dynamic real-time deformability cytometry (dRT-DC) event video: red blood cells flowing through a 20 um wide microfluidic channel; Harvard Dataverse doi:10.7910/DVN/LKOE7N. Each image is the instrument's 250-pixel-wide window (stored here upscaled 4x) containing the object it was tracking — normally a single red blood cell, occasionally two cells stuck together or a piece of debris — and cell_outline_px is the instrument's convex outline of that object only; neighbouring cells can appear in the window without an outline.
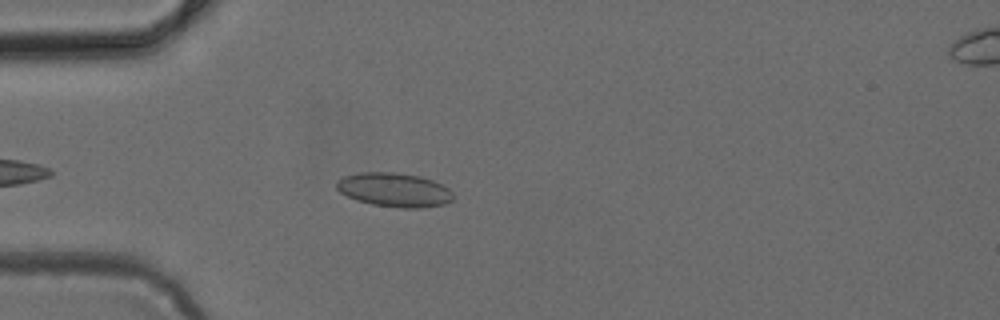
{"species": "common noctule bat (a hibernating species)", "species_latin": "Nyctalus noctula", "temperature_condition": "cold", "stored_images_in_passage": 26, "camera_frame_rate_fps": 3000, "um_per_image_px": 0.085, "animal": {"sex": "female", "body_mass_g": 24.6, "forearm_length_mm": 56.2}, "frame": {"image": 1, "passage_image": 5, "time_ms": 1.333, "image_size_px": [1000, 320], "cell_outline_px": [[452, 200], [444, 204], [420, 208], [400, 208], [372, 204], [356, 200], [340, 192], [336, 188], [336, 184], [344, 176], [360, 172], [396, 172], [420, 176], [432, 180], [448, 188], [452, 192]], "centroid_in_image_um": [33.51, 16.13], "position_along_channel_um": 51.5, "area_um2": 23.0}}
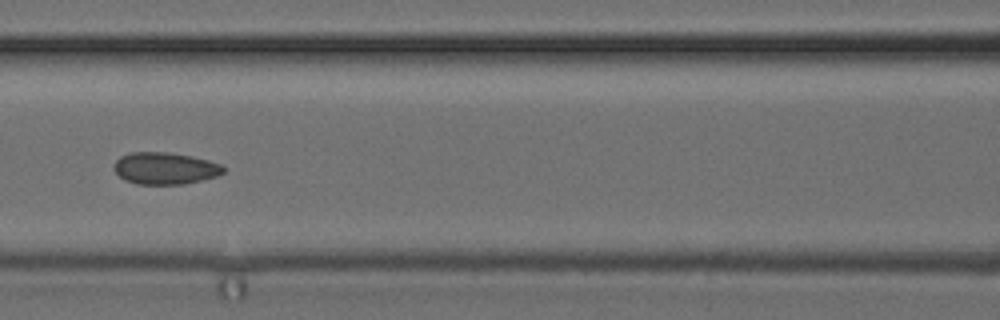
{"frame": {"image": 2, "passage_image": 13, "time_ms": 4.0, "image_size_px": [1000, 320], "cell_outline_px": [[224, 172], [216, 176], [184, 184], [136, 184], [124, 180], [112, 168], [112, 164], [120, 156], [132, 152], [168, 152], [192, 156], [208, 160], [220, 164], [224, 168]], "centroid_in_image_um": [13.98, 14.3], "position_along_channel_um": 152.6, "area_um2": 20.4}}
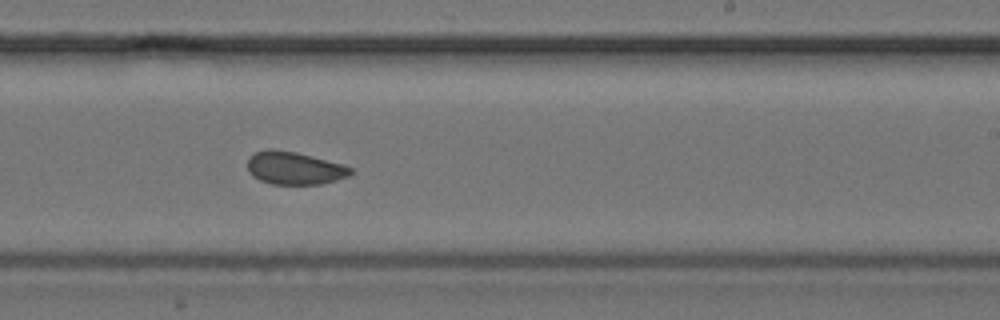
{"frame": {"image": 3, "passage_image": 21, "time_ms": 6.667, "image_size_px": [1000, 320], "cell_outline_px": [[352, 172], [348, 176], [336, 180], [320, 184], [272, 184], [260, 180], [252, 176], [248, 172], [248, 156], [256, 152], [268, 148], [272, 148], [296, 152], [344, 164], [352, 168]], "centroid_in_image_um": [25.0, 14.28], "position_along_channel_um": 264.0, "area_um2": 19.83}}